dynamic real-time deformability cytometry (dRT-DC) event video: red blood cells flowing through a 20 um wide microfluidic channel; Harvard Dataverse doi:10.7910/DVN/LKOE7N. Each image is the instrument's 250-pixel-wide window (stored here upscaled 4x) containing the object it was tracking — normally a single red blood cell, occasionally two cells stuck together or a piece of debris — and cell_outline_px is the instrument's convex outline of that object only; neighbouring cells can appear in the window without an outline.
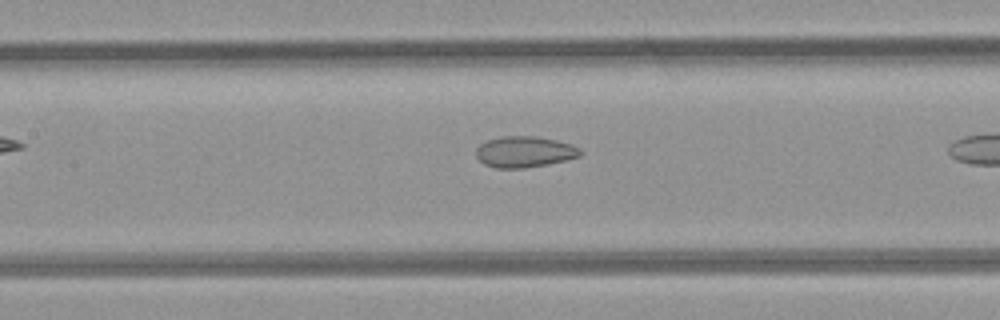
{"species": "common noctule bat (a hibernating species)", "species_latin": "Nyctalus noctula", "temperature_condition": "room temperature", "stored_images_in_passage": 9, "camera_frame_rate_fps": 3000, "um_per_image_px": 0.085, "animal": {"sex": "female", "body_mass_g": 21.9}, "frame": {"image": 1, "passage_image": 8, "time_ms": 2.333, "image_size_px": [1000, 320], "cell_outline_px": [[584, 152], [580, 156], [548, 164], [524, 168], [496, 168], [484, 164], [476, 156], [476, 148], [480, 144], [488, 140], [500, 136], [536, 136], [556, 140], [572, 144], [580, 148]], "centroid_in_image_um": [44.59, 12.9], "position_along_channel_um": 162.8, "area_um2": 18.96}}